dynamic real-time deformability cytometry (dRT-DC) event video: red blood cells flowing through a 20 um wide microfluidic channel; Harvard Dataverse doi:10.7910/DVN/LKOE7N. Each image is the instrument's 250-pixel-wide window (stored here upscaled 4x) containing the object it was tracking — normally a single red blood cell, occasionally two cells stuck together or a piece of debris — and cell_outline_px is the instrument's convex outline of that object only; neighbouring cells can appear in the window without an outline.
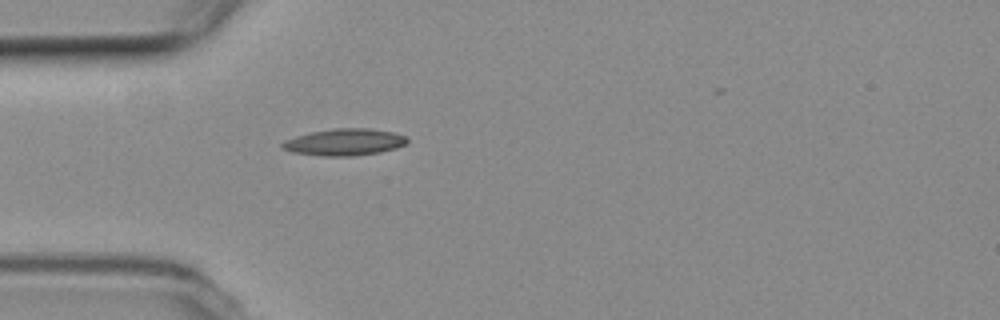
{"species": "common noctule bat (a hibernating species)", "species_latin": "Nyctalus noctula", "temperature_condition": "room temperature", "stored_images_in_passage": 37, "camera_frame_rate_fps": 3000, "um_per_image_px": 0.085, "animal": {"sex": "female", "body_mass_g": 19.3, "forearm_length_mm": 54.1}, "frame": {"image": 1, "passage_image": 4, "time_ms": 1.0, "image_size_px": [1000, 320], "cell_outline_px": [[408, 140], [404, 144], [396, 148], [380, 152], [352, 156], [320, 156], [292, 152], [280, 148], [280, 144], [284, 140], [296, 136], [312, 132], [332, 128], [368, 128], [396, 132], [404, 136]], "centroid_in_image_um": [29.25, 12.08], "position_along_channel_um": 55.8, "area_um2": 19.59}}
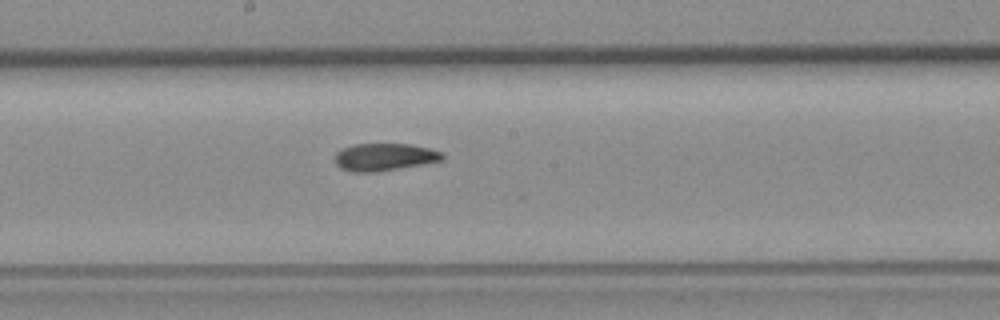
{"frame": {"image": 2, "passage_image": 17, "time_ms": 5.333, "image_size_px": [1000, 320], "cell_outline_px": [[444, 156], [440, 160], [420, 164], [372, 172], [352, 172], [340, 168], [336, 164], [336, 152], [352, 144], [412, 144], [428, 148], [440, 152]], "centroid_in_image_um": [32.61, 13.33], "position_along_channel_um": 215.6, "area_um2": 16.76}}
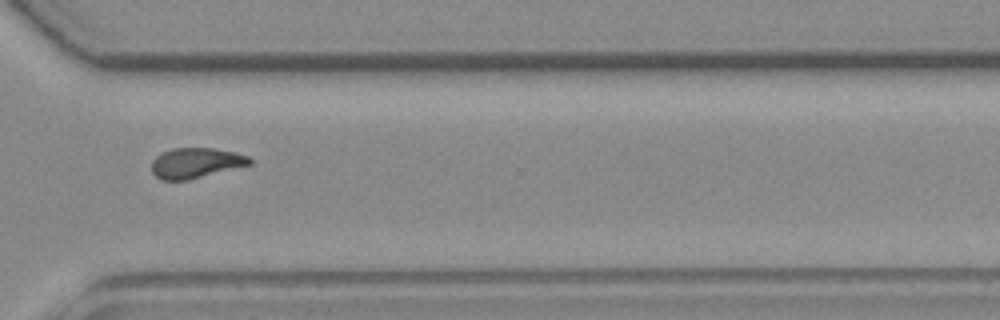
{"frame": {"image": 3, "passage_image": 28, "time_ms": 9.0, "image_size_px": [1000, 320], "cell_outline_px": [[252, 164], [188, 180], [160, 180], [152, 172], [152, 160], [160, 152], [172, 148], [212, 148], [236, 152], [248, 156], [252, 160]], "centroid_in_image_um": [16.63, 13.84], "position_along_channel_um": 354.0, "area_um2": 17.4}}